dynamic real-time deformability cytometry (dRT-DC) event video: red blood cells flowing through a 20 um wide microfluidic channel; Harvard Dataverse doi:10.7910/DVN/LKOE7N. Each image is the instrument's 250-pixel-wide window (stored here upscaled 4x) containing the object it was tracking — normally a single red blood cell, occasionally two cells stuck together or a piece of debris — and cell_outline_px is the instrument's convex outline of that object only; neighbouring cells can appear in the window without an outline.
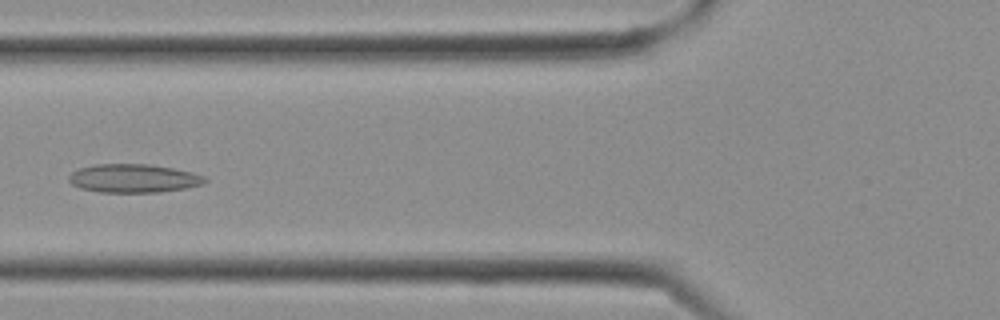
{"species": "Egyptian fruit bat (a non-hibernating species)", "species_latin": "Rousettus aegyptiacus", "temperature_condition": "cold", "stored_images_in_passage": 4, "camera_frame_rate_fps": 3000, "um_per_image_px": 0.085, "frame": {"image": 1, "passage_image": 3, "time_ms": 0.667, "image_size_px": [1000, 320], "cell_outline_px": [[208, 180], [204, 184], [184, 188], [160, 192], [100, 192], [80, 188], [72, 184], [68, 180], [68, 176], [72, 172], [80, 168], [96, 164], [152, 164], [192, 172], [204, 176]], "centroid_in_image_um": [11.36, 15.15], "position_along_channel_um": 114.4, "area_um2": 22.6}}